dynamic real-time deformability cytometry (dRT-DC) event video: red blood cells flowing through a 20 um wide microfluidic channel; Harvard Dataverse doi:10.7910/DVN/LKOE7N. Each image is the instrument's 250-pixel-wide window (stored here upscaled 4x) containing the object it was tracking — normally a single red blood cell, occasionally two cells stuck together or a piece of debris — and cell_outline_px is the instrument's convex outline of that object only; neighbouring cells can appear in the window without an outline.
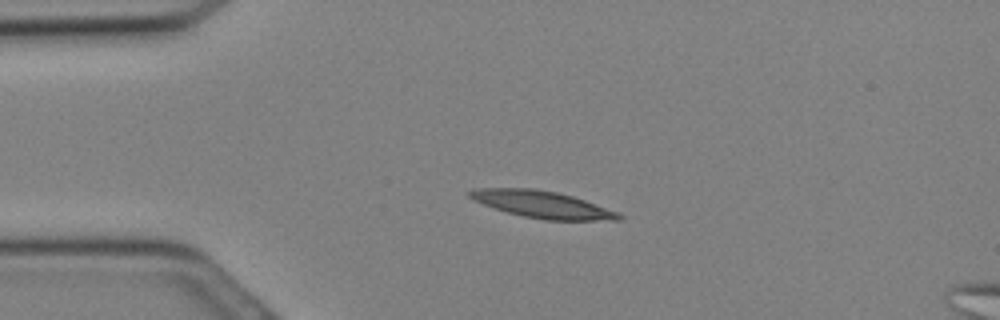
{"species": "Egyptian fruit bat (a non-hibernating species)", "species_latin": "Rousettus aegyptiacus", "temperature_condition": "cold", "stored_images_in_passage": 12, "camera_frame_rate_fps": 3000, "um_per_image_px": 0.085, "animal": {"sex": "female"}, "frame": {"image": 1, "passage_image": 6, "time_ms": 1.667, "image_size_px": [1000, 320], "cell_outline_px": [[624, 216], [620, 220], [544, 220], [524, 216], [508, 212], [472, 200], [468, 196], [468, 192], [476, 188], [532, 188], [556, 192], [572, 196], [620, 212]], "centroid_in_image_um": [46.12, 17.38], "position_along_channel_um": 38.9, "area_um2": 23.29}}
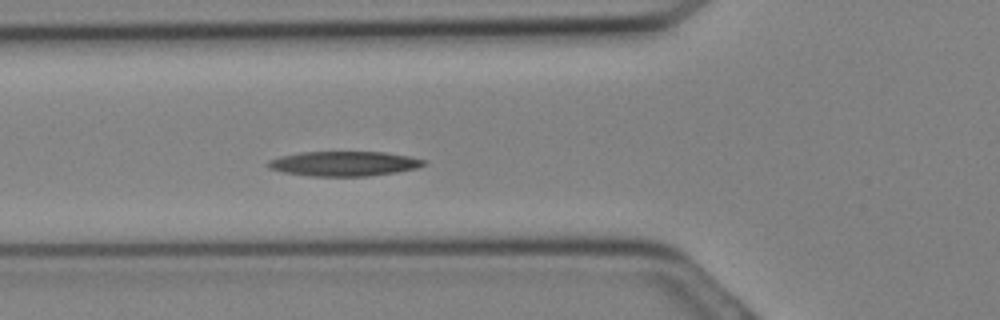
{"frame": {"image": 2, "passage_image": 10, "time_ms": 3.0, "image_size_px": [1000, 320], "cell_outline_px": [[428, 164], [416, 168], [396, 172], [368, 176], [312, 176], [284, 172], [268, 168], [264, 164], [268, 160], [280, 156], [300, 152], [384, 152], [408, 156], [428, 160]], "centroid_in_image_um": [29.24, 13.9], "position_along_channel_um": 96.6, "area_um2": 22.6}}
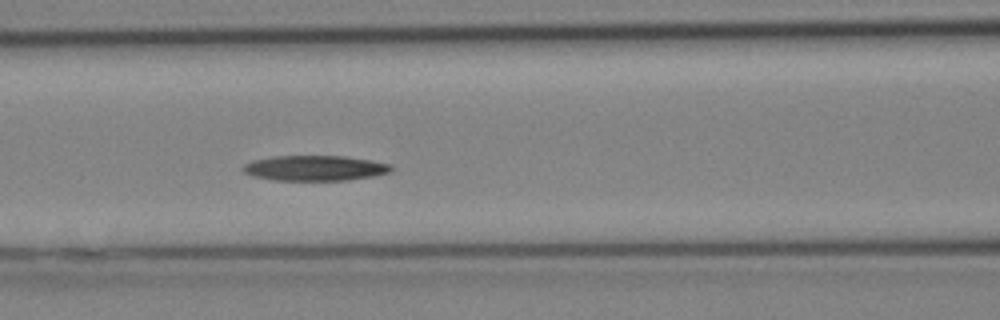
{"frame": {"image": 3, "passage_image": 12, "time_ms": 3.667, "image_size_px": [1000, 320], "cell_outline_px": [[392, 168], [388, 172], [372, 176], [348, 180], [272, 180], [252, 176], [244, 172], [240, 168], [244, 164], [252, 160], [272, 156], [344, 156], [392, 164]], "centroid_in_image_um": [26.69, 14.28], "position_along_channel_um": 139.9, "area_um2": 21.79}}